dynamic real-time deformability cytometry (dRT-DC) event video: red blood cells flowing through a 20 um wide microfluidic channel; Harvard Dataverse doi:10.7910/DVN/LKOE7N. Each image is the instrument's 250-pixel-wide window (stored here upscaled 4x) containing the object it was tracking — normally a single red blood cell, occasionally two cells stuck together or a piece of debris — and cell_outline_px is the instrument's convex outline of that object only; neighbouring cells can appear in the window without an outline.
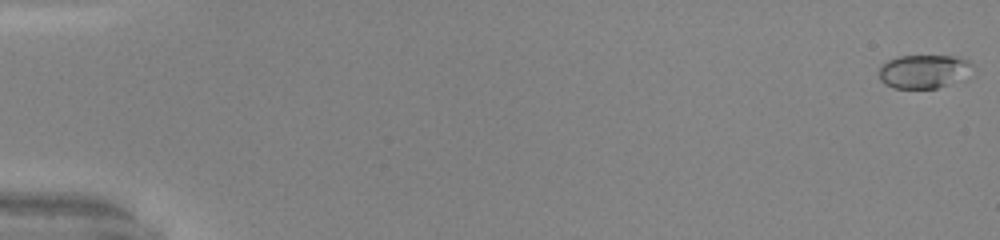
{"species": "common noctule bat (a hibernating species)", "species_latin": "Nyctalus noctula", "temperature_condition": "warm", "stored_images_in_passage": 51, "camera_frame_rate_fps": 3000, "um_per_image_px": 0.085, "animal": {"sex": "male", "body_mass_g": 20.0, "forearm_length_mm": 53.3}, "frame": {"image": 1, "passage_image": 1, "time_ms": 0.0, "image_size_px": [1000, 240], "cell_outline_px": [[976, 68], [948, 84], [936, 88], [892, 88], [884, 84], [880, 80], [880, 68], [888, 60], [900, 56], [960, 56], [968, 60]], "centroid_in_image_um": [78.51, 6.06], "position_along_channel_um": 6.5, "area_um2": 18.09}}
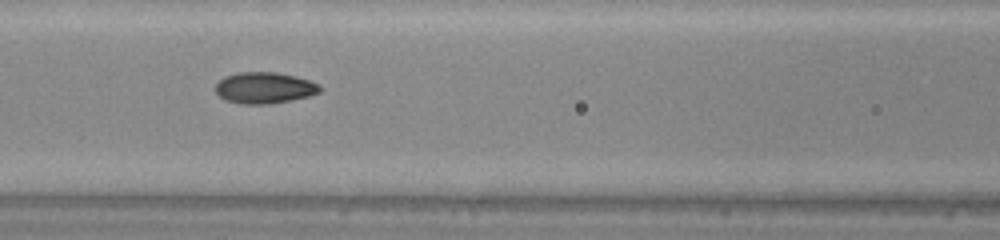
{"frame": {"image": 2, "passage_image": 24, "time_ms": 7.667, "image_size_px": [1000, 240], "cell_outline_px": [[324, 88], [320, 92], [308, 96], [292, 100], [268, 104], [240, 104], [224, 100], [216, 92], [216, 84], [224, 76], [240, 72], [276, 72], [296, 76], [320, 84]], "centroid_in_image_um": [22.5, 7.47], "position_along_channel_um": 144.1, "area_um2": 19.19}}
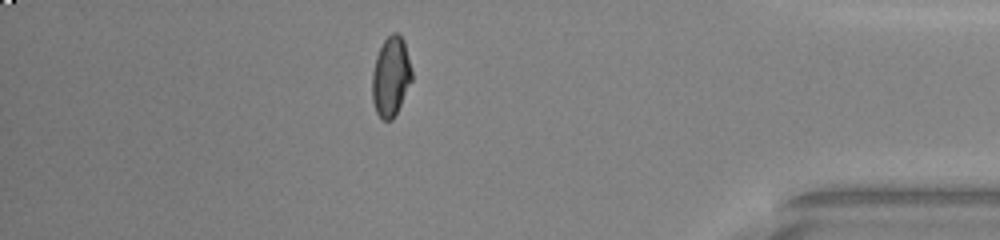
{"frame": {"image": 3, "passage_image": 45, "time_ms": 14.667, "image_size_px": [1000, 240], "cell_outline_px": [[412, 80], [392, 120], [384, 120], [376, 112], [372, 100], [372, 72], [376, 56], [384, 40], [392, 32], [396, 32], [404, 40], [412, 72]], "centroid_in_image_um": [33.21, 6.49], "position_along_channel_um": 402.0, "area_um2": 18.21}, "authors_computed_cell_mechanics": {"area_um2": 18.3226, "velocity_mm_per_s": 4.169, "shape_relaxation_time_tau1_ms": 10.0822, "shape_relaxation_time_tau2_ms": 0.8817, "deformation_change_tau1": 0.293, "deformation_change_tau2": 0.0378}}